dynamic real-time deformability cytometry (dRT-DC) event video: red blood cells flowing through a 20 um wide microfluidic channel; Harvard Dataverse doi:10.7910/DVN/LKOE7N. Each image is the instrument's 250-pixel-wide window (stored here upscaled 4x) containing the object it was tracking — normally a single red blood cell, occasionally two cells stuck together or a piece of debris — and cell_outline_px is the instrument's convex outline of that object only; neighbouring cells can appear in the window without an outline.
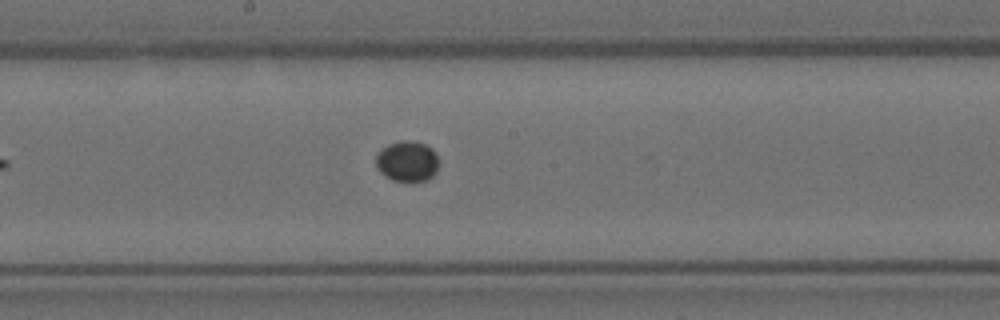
{"species": "Egyptian fruit bat (a non-hibernating species)", "species_latin": "Rousettus aegyptiacus", "temperature_condition": "room temperature", "stored_images_in_passage": 5, "camera_frame_rate_fps": 3000, "um_per_image_px": 0.085, "animal": {"sex": "female"}, "frame": {"image": 1, "passage_image": 5, "time_ms": 1.333, "image_size_px": [1000, 320], "cell_outline_px": [[436, 172], [428, 180], [412, 184], [392, 180], [384, 176], [376, 168], [376, 152], [388, 144], [400, 140], [416, 140], [432, 148], [436, 152]], "centroid_in_image_um": [34.58, 13.73], "position_along_channel_um": 213.6, "area_um2": 15.43}}